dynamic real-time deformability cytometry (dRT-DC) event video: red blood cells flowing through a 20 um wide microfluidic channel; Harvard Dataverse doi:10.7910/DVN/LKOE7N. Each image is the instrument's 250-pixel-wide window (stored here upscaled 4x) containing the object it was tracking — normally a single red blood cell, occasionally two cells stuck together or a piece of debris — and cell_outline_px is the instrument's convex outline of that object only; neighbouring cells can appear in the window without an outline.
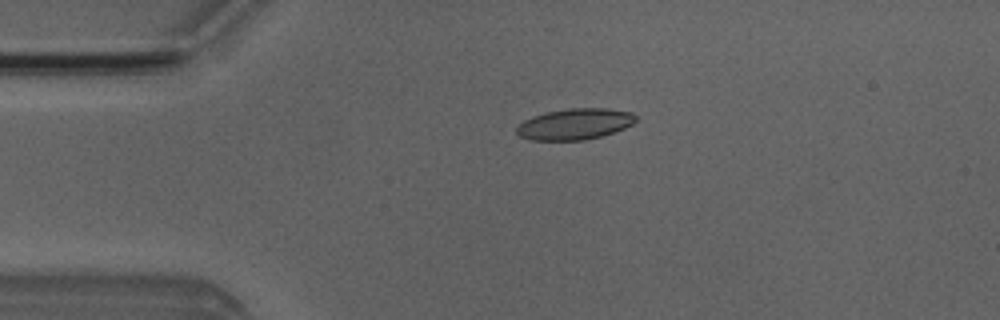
{"species": "Egyptian fruit bat (a non-hibernating species)", "species_latin": "Rousettus aegyptiacus", "temperature_condition": "room temperature", "stored_images_in_passage": 4, "camera_frame_rate_fps": 3000, "um_per_image_px": 0.085, "animal": {"sex": "male"}, "frame": {"image": 1, "passage_image": 3, "time_ms": 2.333, "image_size_px": [1000, 320], "cell_outline_px": [[636, 120], [632, 124], [624, 128], [600, 136], [584, 140], [532, 140], [520, 136], [516, 132], [516, 128], [524, 120], [532, 116], [544, 112], [568, 108], [608, 108], [632, 112], [636, 116]], "centroid_in_image_um": [48.85, 10.53], "position_along_channel_um": 36.2, "area_um2": 21.56}}